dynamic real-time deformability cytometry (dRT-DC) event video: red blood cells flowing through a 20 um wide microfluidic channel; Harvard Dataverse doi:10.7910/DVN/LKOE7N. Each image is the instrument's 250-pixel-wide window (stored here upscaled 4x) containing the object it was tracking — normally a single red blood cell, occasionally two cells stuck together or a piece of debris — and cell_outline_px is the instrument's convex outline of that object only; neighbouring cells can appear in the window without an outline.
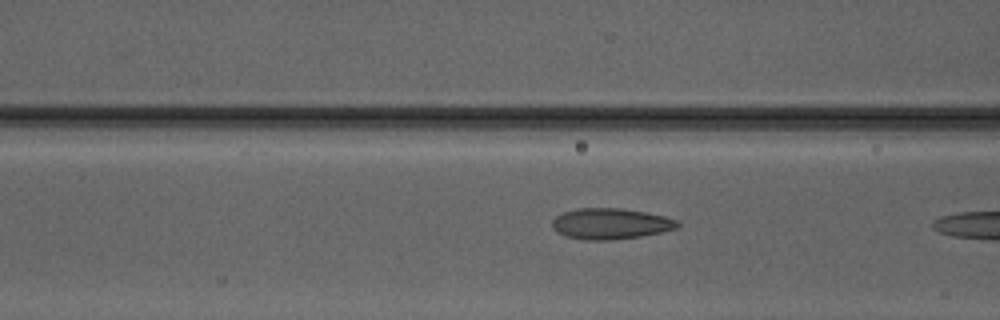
{"species": "Egyptian fruit bat (a non-hibernating species)", "species_latin": "Rousettus aegyptiacus", "temperature_condition": "warm", "stored_images_in_passage": 5, "camera_frame_rate_fps": 3000, "um_per_image_px": 0.085, "animal": {"sex": "male"}, "frame": {"image": 1, "passage_image": 4, "time_ms": 1.0, "image_size_px": [1000, 320], "cell_outline_px": [[680, 224], [676, 228], [660, 232], [640, 236], [608, 240], [584, 240], [564, 236], [556, 232], [552, 228], [552, 220], [556, 216], [564, 212], [576, 208], [620, 208], [648, 212], [664, 216], [676, 220]], "centroid_in_image_um": [51.85, 19.01], "position_along_channel_um": 114.8, "area_um2": 22.6}}